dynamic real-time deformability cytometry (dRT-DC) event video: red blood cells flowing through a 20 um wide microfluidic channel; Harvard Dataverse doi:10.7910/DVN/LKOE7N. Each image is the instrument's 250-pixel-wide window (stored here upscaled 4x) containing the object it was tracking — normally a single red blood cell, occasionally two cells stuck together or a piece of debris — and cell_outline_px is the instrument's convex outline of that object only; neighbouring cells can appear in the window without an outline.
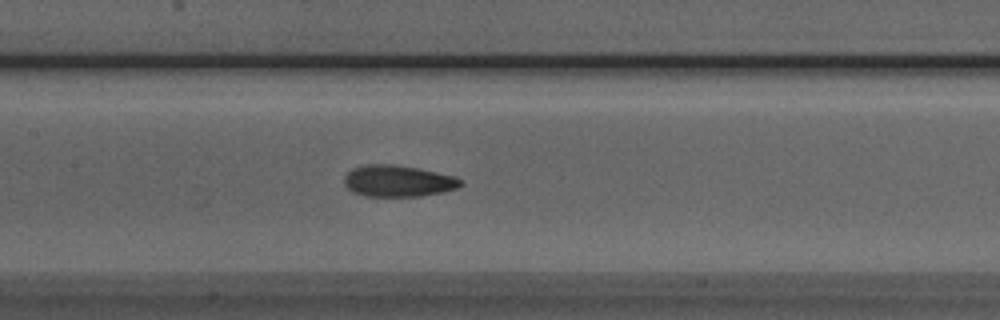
{"species": "Egyptian fruit bat (a non-hibernating species)", "species_latin": "Rousettus aegyptiacus", "temperature_condition": "room temperature", "stored_images_in_passage": 15, "camera_frame_rate_fps": 3000, "um_per_image_px": 0.085, "animal": {"sex": "male"}, "frame": {"image": 1, "passage_image": 12, "time_ms": 3.667, "image_size_px": [1000, 320], "cell_outline_px": [[464, 184], [456, 188], [444, 192], [420, 196], [364, 196], [352, 192], [344, 184], [344, 176], [352, 168], [368, 164], [392, 164], [416, 168], [436, 172], [452, 176], [460, 180]], "centroid_in_image_um": [33.79, 15.39], "position_along_channel_um": 173.6, "area_um2": 21.27}}